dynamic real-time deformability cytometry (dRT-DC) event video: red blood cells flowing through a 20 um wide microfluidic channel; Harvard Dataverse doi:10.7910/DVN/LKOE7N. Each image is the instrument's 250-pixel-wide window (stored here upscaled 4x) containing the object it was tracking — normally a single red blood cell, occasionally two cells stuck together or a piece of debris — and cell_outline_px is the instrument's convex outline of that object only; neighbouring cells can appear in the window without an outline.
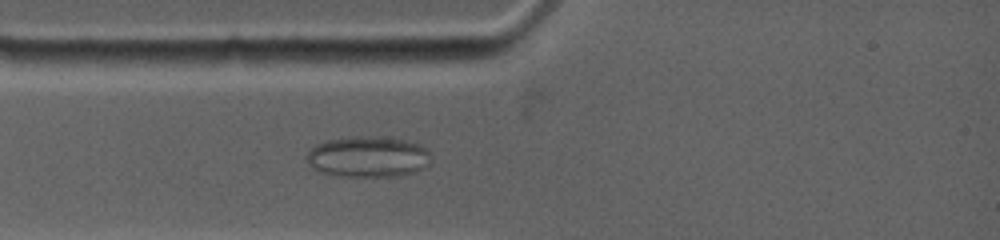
{"species": "common noctule bat (a hibernating species)", "species_latin": "Nyctalus noctula", "temperature_condition": "warm", "stored_images_in_passage": 18, "camera_frame_rate_fps": 4500, "um_per_image_px": 0.085, "animal": {"sex": "female", "body_mass_g": 19.0, "forearm_length_mm": 53.3}, "frame": {"image": 1, "passage_image": 8, "time_ms": 2.444, "image_size_px": [1000, 240], "cell_outline_px": [[432, 164], [424, 168], [412, 172], [396, 176], [332, 176], [320, 172], [312, 168], [308, 164], [304, 156], [316, 144], [328, 140], [352, 136], [376, 136], [404, 140], [416, 144], [424, 148], [428, 152]], "centroid_in_image_um": [31.23, 13.33], "position_along_channel_um": 53.8, "area_um2": 29.77}}
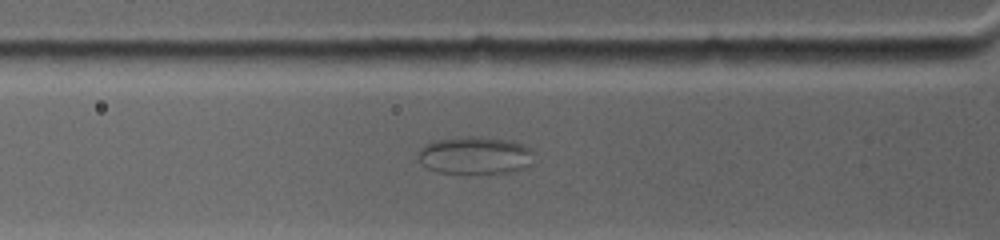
{"frame": {"image": 2, "passage_image": 12, "time_ms": 3.333, "image_size_px": [1000, 240], "cell_outline_px": [[532, 152], [528, 164], [524, 168], [508, 172], [488, 176], [480, 176], [436, 172], [428, 168], [416, 156], [416, 152], [424, 144], [432, 140], [456, 136], [480, 136], [508, 140], [532, 148]], "centroid_in_image_um": [40.29, 13.23], "position_along_channel_um": 85.5, "area_um2": 26.36}}